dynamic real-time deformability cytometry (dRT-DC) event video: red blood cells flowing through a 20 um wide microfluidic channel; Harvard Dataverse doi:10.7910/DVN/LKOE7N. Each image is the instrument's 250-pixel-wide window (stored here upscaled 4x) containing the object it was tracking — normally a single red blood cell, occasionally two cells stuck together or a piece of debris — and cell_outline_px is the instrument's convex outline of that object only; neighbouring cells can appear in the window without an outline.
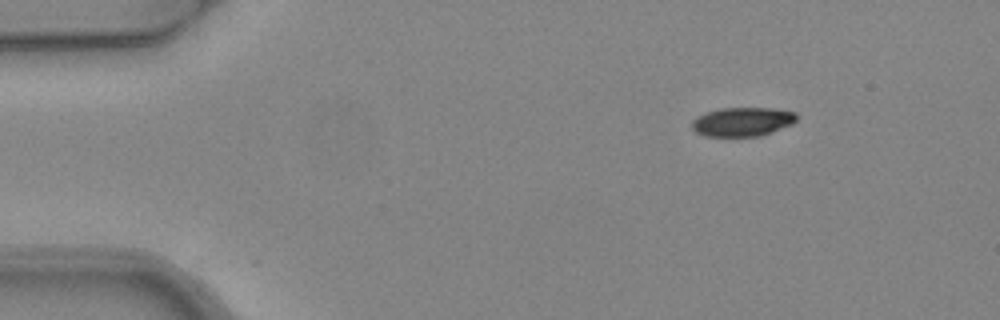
{"species": "common noctule bat (a hibernating species)", "species_latin": "Nyctalus noctula", "temperature_condition": "warm", "stored_images_in_passage": 5, "camera_frame_rate_fps": 3000, "um_per_image_px": 0.085, "animal": {"sex": "female", "body_mass_g": 24.6, "forearm_length_mm": 56.2}, "frame": {"image": 1, "passage_image": 5, "time_ms": 1.333, "image_size_px": [1000, 320], "cell_outline_px": [[796, 120], [792, 124], [772, 132], [760, 136], [704, 136], [696, 132], [692, 128], [692, 120], [696, 116], [720, 108], [772, 108], [796, 112]], "centroid_in_image_um": [63.1, 10.35], "position_along_channel_um": 21.9, "area_um2": 17.69}}